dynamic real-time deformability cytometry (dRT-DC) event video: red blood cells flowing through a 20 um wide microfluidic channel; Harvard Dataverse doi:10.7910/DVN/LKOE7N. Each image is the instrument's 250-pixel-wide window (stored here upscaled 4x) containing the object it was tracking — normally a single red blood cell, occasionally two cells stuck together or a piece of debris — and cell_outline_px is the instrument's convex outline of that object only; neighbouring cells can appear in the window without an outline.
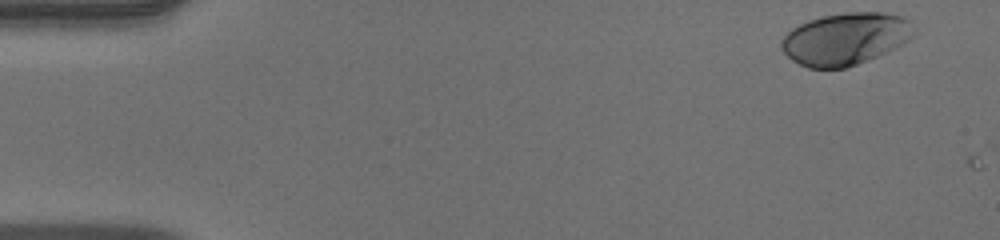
{"species": "human", "species_latin": "Homo sapiens", "temperature_condition": "warm", "stored_images_in_passage": 8, "camera_frame_rate_fps": 3000, "um_per_image_px": 0.085, "donor": {"sex": "male"}, "frame": {"image": 1, "passage_image": 1, "time_ms": 0.0, "image_size_px": [1000, 240], "cell_outline_px": [[916, 32], [904, 44], [888, 52], [856, 64], [844, 68], [808, 68], [792, 60], [780, 48], [780, 40], [792, 28], [808, 20], [820, 16], [848, 12], [880, 12], [904, 16], [908, 20]], "centroid_in_image_um": [71.86, 3.29], "position_along_channel_um": 13.1, "area_um2": 40.4}}